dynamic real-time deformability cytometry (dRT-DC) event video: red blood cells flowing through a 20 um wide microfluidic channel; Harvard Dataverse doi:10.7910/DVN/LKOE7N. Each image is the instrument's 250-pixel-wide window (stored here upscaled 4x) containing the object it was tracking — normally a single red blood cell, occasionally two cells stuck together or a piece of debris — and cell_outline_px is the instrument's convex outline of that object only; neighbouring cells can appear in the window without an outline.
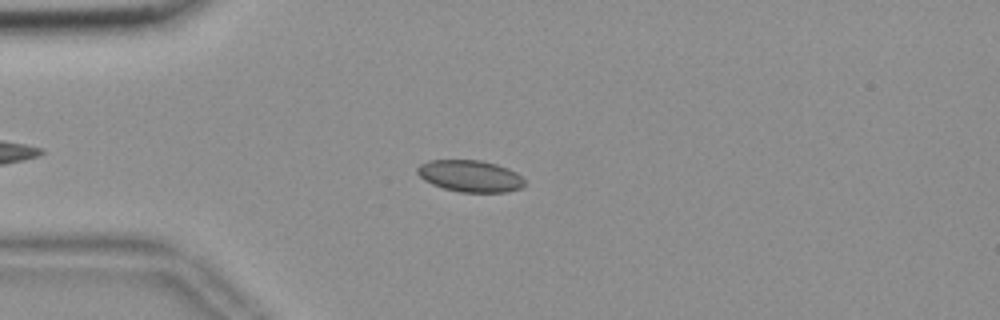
{"species": "common noctule bat (a hibernating species)", "species_latin": "Nyctalus noctula", "temperature_condition": "room temperature", "stored_images_in_passage": 52, "camera_frame_rate_fps": 3000, "um_per_image_px": 0.085, "animal": {"sex": "female", "body_mass_g": 18.4}, "frame": {"image": 1, "passage_image": 11, "time_ms": 3.333, "image_size_px": [1000, 320], "cell_outline_px": [[524, 184], [520, 188], [504, 192], [460, 192], [444, 188], [432, 184], [424, 180], [416, 172], [416, 168], [420, 164], [428, 160], [480, 160], [496, 164], [508, 168], [516, 172], [524, 180]], "centroid_in_image_um": [39.93, 14.95], "position_along_channel_um": 45.1, "area_um2": 19.77}}
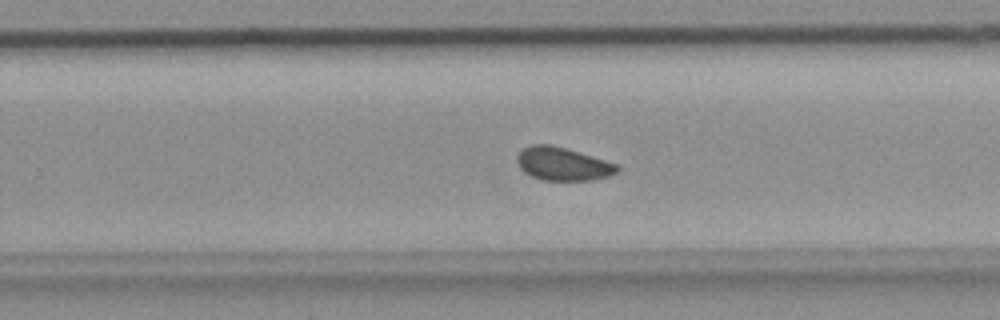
{"frame": {"image": 2, "passage_image": 32, "time_ms": 10.333, "image_size_px": [1000, 320], "cell_outline_px": [[620, 168], [616, 172], [608, 176], [592, 180], [544, 180], [532, 176], [524, 172], [520, 168], [516, 160], [516, 156], [524, 148], [532, 144], [552, 144], [604, 160], [616, 164]], "centroid_in_image_um": [47.8, 13.93], "position_along_channel_um": 282.0, "area_um2": 19.13}}
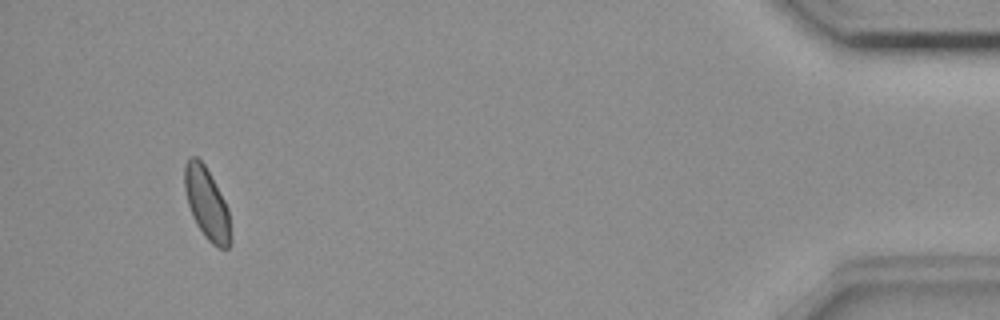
{"frame": {"image": 3, "passage_image": 49, "time_ms": 16.0, "image_size_px": [1000, 320], "cell_outline_px": [[232, 240], [228, 248], [220, 248], [212, 244], [204, 236], [196, 224], [192, 216], [188, 204], [184, 188], [184, 164], [192, 156], [196, 156], [204, 164], [224, 200], [228, 208]], "centroid_in_image_um": [17.58, 17.33], "position_along_channel_um": 417.6, "area_um2": 19.19}, "authors_computed_cell_mechanics": {"area_um2": 19.4208, "velocity_mm_per_s": 3.6538, "shape_relaxation_time_tau1_ms": null, "shape_relaxation_time_tau2_ms": 5.1853, "deformation_change_tau1": null, "deformation_change_tau2": 0.0741}}